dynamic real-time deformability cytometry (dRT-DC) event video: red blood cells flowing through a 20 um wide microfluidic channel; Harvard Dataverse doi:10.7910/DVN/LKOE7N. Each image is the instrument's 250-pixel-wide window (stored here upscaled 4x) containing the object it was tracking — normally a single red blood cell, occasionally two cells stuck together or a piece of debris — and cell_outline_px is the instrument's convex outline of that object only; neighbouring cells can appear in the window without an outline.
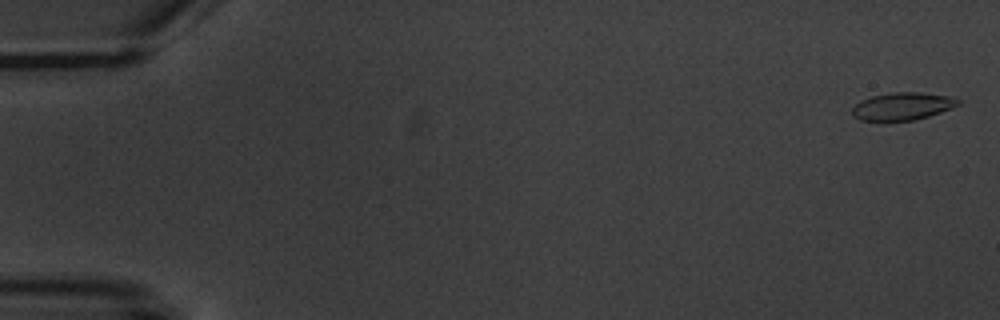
{"species": "common noctule bat (a hibernating species)", "species_latin": "Nyctalus noctula", "temperature_condition": "warm", "stored_images_in_passage": 3, "camera_frame_rate_fps": 3000, "um_per_image_px": 0.085, "animal": {"sex": "male", "body_mass_g": 20.1, "forearm_length_mm": 53.5}, "frame": {"image": 1, "passage_image": 1, "time_ms": 0.0, "image_size_px": [1000, 320], "cell_outline_px": [[960, 104], [952, 108], [928, 116], [912, 120], [860, 120], [852, 116], [852, 108], [860, 100], [872, 96], [892, 92], [920, 92], [952, 96], [960, 100]], "centroid_in_image_um": [76.72, 9.01], "position_along_channel_um": 8.3, "area_um2": 16.99}}
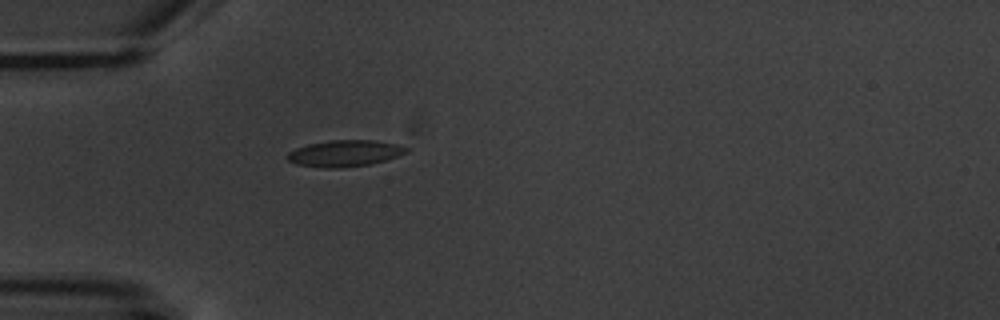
{"frame": {"image": 2, "passage_image": 3, "time_ms": 5.333, "image_size_px": [1000, 320], "cell_outline_px": [[408, 152], [384, 160], [368, 164], [340, 168], [324, 168], [296, 164], [288, 160], [284, 156], [288, 152], [296, 148], [308, 144], [328, 140], [372, 140], [400, 144], [408, 148]], "centroid_in_image_um": [29.27, 13.02], "position_along_channel_um": 55.7, "area_um2": 18.32}}